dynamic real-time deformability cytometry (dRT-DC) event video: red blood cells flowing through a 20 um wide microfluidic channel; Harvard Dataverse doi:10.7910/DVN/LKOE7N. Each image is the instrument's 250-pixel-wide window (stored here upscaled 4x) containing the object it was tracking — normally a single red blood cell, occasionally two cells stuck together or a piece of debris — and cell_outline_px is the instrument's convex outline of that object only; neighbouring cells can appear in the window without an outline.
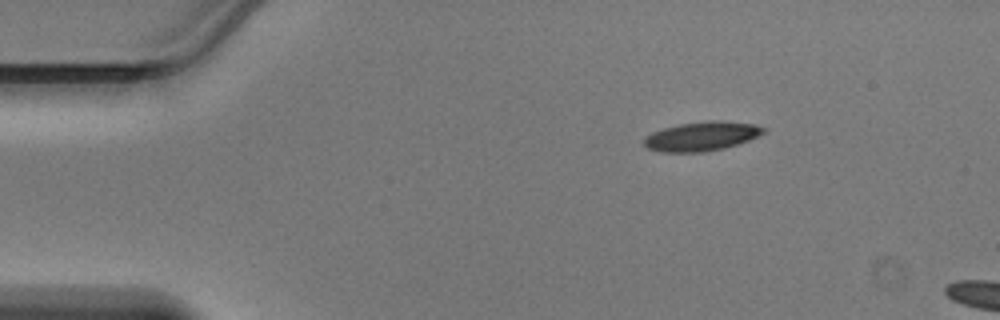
{"species": "Egyptian fruit bat (a non-hibernating species)", "species_latin": "Rousettus aegyptiacus", "temperature_condition": "warm", "stored_images_in_passage": 40, "camera_frame_rate_fps": 3000, "um_per_image_px": 0.085, "animal": {"sex": "male"}, "frame": {"image": 1, "passage_image": 1, "time_ms": 0.0, "image_size_px": [1000, 320], "cell_outline_px": [[764, 132], [748, 140], [724, 148], [704, 152], [660, 152], [648, 148], [644, 144], [644, 136], [652, 132], [664, 128], [680, 124], [708, 120], [720, 120], [756, 124], [764, 128]], "centroid_in_image_um": [59.61, 11.58], "position_along_channel_um": 25.4, "area_um2": 20.23}}
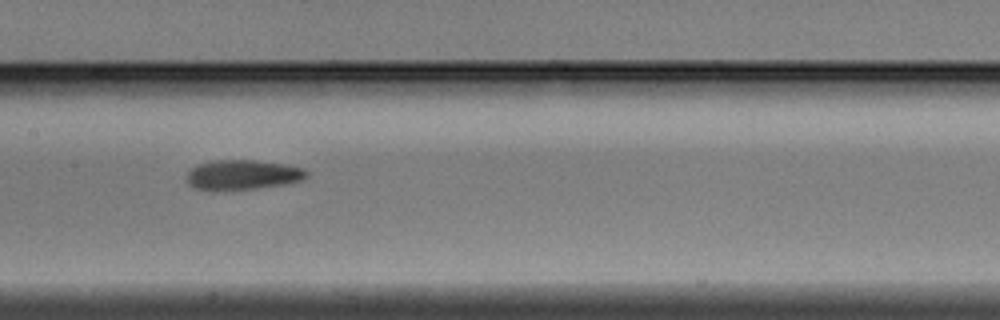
{"frame": {"image": 2, "passage_image": 17, "time_ms": 5.333, "image_size_px": [1000, 320], "cell_outline_px": [[308, 176], [300, 180], [284, 184], [252, 188], [192, 188], [188, 184], [188, 172], [192, 168], [200, 164], [212, 160], [256, 160], [284, 164], [304, 168], [308, 172]], "centroid_in_image_um": [20.67, 14.82], "position_along_channel_um": 186.7, "area_um2": 20.11}}
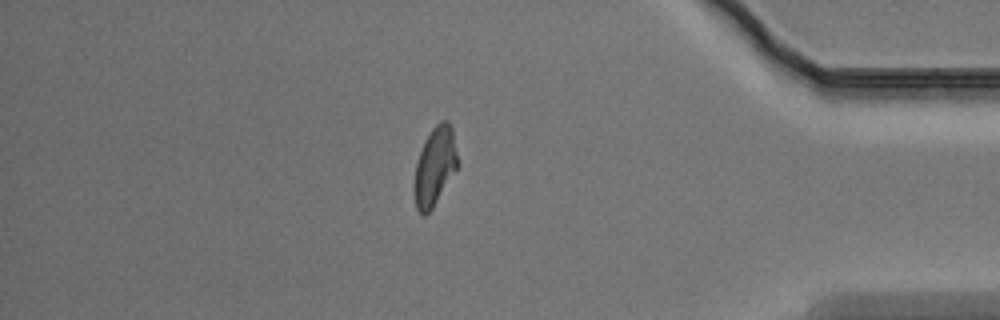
{"frame": {"image": 3, "passage_image": 34, "time_ms": 11.0, "image_size_px": [1000, 320], "cell_outline_px": [[460, 164], [432, 208], [424, 216], [416, 208], [412, 192], [412, 184], [416, 164], [424, 140], [432, 128], [440, 120], [448, 120], [452, 128]], "centroid_in_image_um": [36.95, 14.13], "position_along_channel_um": 398.3, "area_um2": 20.23}}